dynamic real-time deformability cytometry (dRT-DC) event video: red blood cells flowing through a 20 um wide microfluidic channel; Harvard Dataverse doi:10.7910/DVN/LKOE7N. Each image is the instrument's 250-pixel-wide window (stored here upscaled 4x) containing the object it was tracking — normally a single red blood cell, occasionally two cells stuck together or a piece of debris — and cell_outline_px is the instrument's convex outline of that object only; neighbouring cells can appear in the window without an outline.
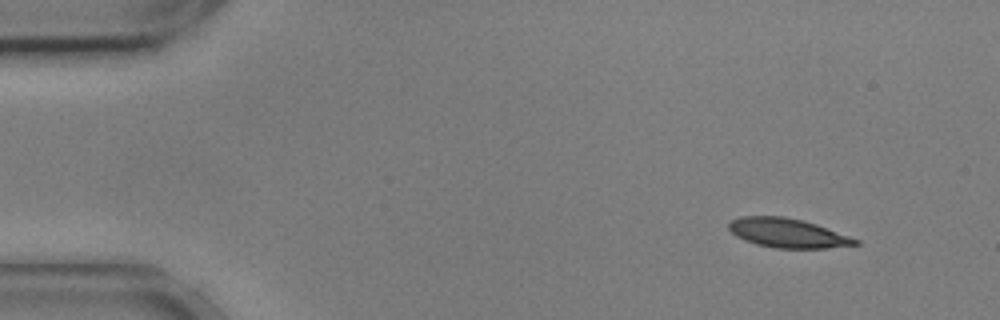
{"species": "common noctule bat (a hibernating species)", "species_latin": "Nyctalus noctula", "temperature_condition": "cold", "stored_images_in_passage": 34, "camera_frame_rate_fps": 3000, "um_per_image_px": 0.085, "animal": {"sex": "male", "body_mass_g": 17.9, "forearm_length_mm": 54.2}, "frame": {"image": 1, "passage_image": 1, "time_ms": 0.0, "image_size_px": [1000, 320], "cell_outline_px": [[860, 244], [828, 248], [776, 248], [756, 244], [744, 240], [736, 236], [728, 228], [728, 224], [732, 220], [740, 216], [784, 216], [804, 220], [816, 224], [860, 240]], "centroid_in_image_um": [66.94, 19.8], "position_along_channel_um": 18.1, "area_um2": 21.56}}
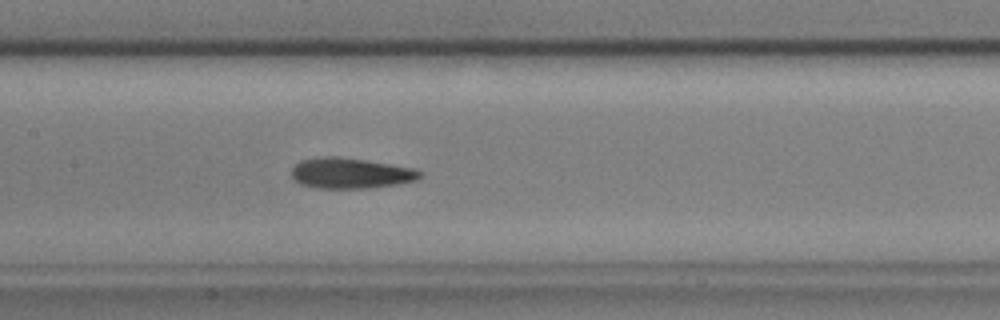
{"frame": {"image": 2, "passage_image": 22, "time_ms": 7.0, "image_size_px": [1000, 320], "cell_outline_px": [[424, 176], [416, 180], [396, 184], [368, 188], [316, 188], [300, 184], [292, 176], [292, 168], [300, 160], [324, 156], [340, 156], [412, 168], [424, 172]], "centroid_in_image_um": [29.8, 14.72], "position_along_channel_um": 177.6, "area_um2": 22.83}}
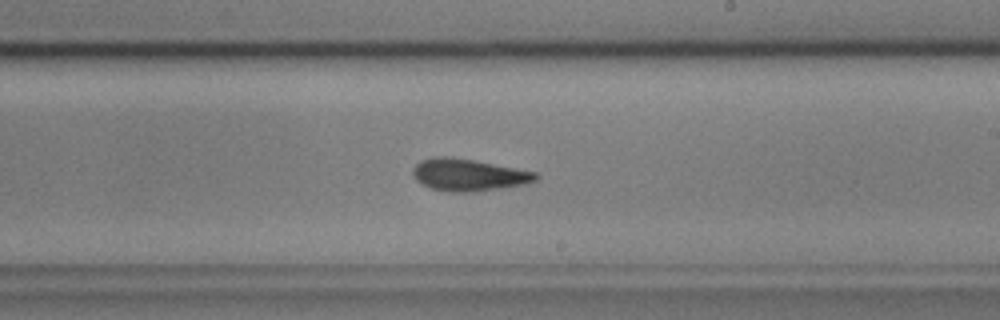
{"frame": {"image": 3, "passage_image": 28, "time_ms": 9.0, "image_size_px": [1000, 320], "cell_outline_px": [[540, 176], [536, 180], [524, 184], [476, 192], [452, 192], [432, 188], [416, 180], [412, 172], [412, 168], [420, 160], [436, 156], [448, 156], [472, 160], [540, 172]], "centroid_in_image_um": [39.85, 14.86], "position_along_channel_um": 249.1, "area_um2": 23.0}, "authors_computed_cell_mechanics": {"area_um2": 22.4553, "velocity_mm_per_s": 3.5836, "shape_relaxation_time_tau1_ms": 4.659, "shape_relaxation_time_tau2_ms": 1.6492, "deformation_change_tau1": 0.1487, "deformation_change_tau2": 0.0985}}